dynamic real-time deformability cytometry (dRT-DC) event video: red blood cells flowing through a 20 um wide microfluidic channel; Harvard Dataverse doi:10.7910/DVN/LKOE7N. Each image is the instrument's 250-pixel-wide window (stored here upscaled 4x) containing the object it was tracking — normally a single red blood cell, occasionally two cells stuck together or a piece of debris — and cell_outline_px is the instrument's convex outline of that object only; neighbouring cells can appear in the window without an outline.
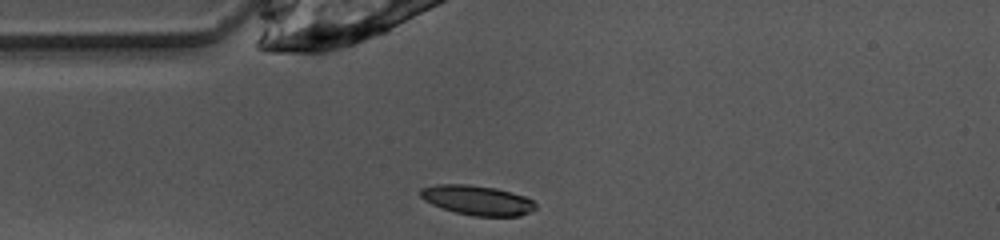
{"species": "common noctule bat (a hibernating species)", "species_latin": "Nyctalus noctula", "temperature_condition": "warm", "stored_images_in_passage": 38, "camera_frame_rate_fps": 3000, "um_per_image_px": 0.085, "animal": {"sex": "female", "body_mass_g": 10.0, "forearm_length_mm": 53.1}, "frame": {"image": 1, "passage_image": 1, "time_ms": 0.0, "image_size_px": [1000, 240], "cell_outline_px": [[536, 208], [520, 216], [472, 216], [456, 212], [432, 204], [424, 200], [420, 196], [420, 188], [436, 184], [468, 184], [496, 188], [512, 192], [524, 196], [532, 200], [536, 204]], "centroid_in_image_um": [40.56, 17.01], "position_along_channel_um": 44.4, "area_um2": 19.88}}
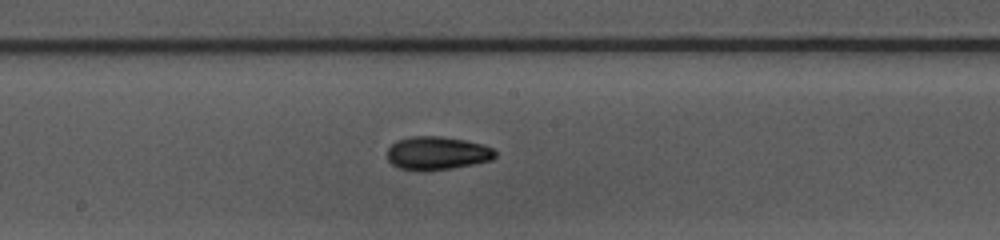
{"frame": {"image": 2, "passage_image": 14, "time_ms": 4.333, "image_size_px": [1000, 240], "cell_outline_px": [[496, 156], [492, 160], [452, 168], [396, 168], [388, 160], [388, 148], [396, 140], [412, 136], [440, 136], [464, 140], [480, 144], [492, 148], [496, 152]], "centroid_in_image_um": [37.16, 12.98], "position_along_channel_um": 211.0, "area_um2": 20.29}}
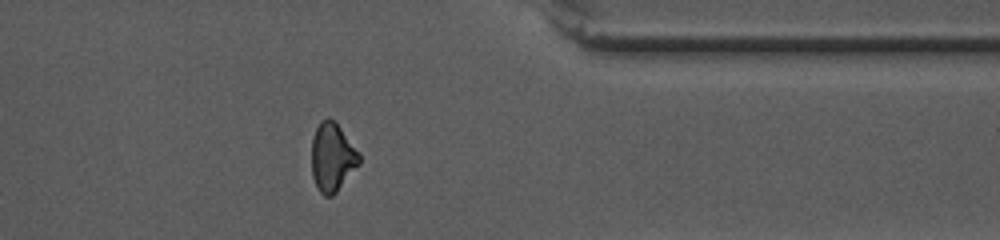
{"frame": {"image": 3, "passage_image": 28, "time_ms": 9.0, "image_size_px": [1000, 240], "cell_outline_px": [[360, 164], [336, 192], [332, 196], [324, 196], [320, 192], [312, 176], [312, 136], [320, 120], [328, 116], [340, 128], [360, 152]], "centroid_in_image_um": [28.25, 13.36], "position_along_channel_um": 383.2, "area_um2": 19.02}, "authors_computed_cell_mechanics": {"area_um2": 19.9121, "velocity_mm_per_s": 4.0233, "shape_relaxation_time_tau1_ms": 2.9478, "shape_relaxation_time_tau2_ms": 4.6887, "deformation_change_tau1": 0.1535, "deformation_change_tau2": 0.0909}}